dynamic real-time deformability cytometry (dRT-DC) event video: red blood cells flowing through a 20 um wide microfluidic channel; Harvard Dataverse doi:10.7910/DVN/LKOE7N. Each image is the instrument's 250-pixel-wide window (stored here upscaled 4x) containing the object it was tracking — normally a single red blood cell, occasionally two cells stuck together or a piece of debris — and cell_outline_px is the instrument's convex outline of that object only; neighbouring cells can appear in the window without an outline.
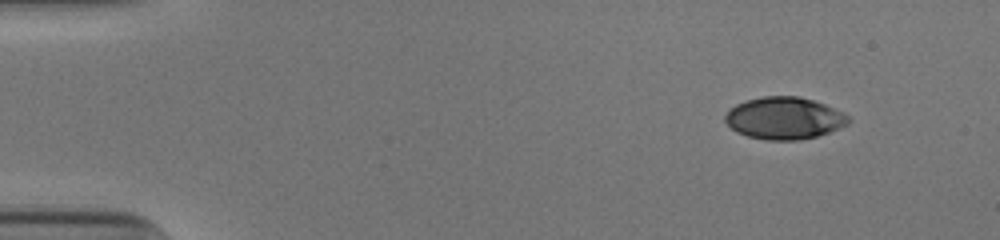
{"species": "human", "species_latin": "Homo sapiens", "temperature_condition": "cold", "stored_images_in_passage": 48, "camera_frame_rate_fps": 3000, "um_per_image_px": 0.085, "donor": {"sex": "male"}, "frame": {"image": 1, "passage_image": 1, "time_ms": 0.0, "image_size_px": [1000, 240], "cell_outline_px": [[852, 120], [848, 124], [828, 132], [816, 136], [800, 140], [768, 140], [748, 136], [736, 132], [724, 120], [724, 116], [728, 108], [744, 100], [764, 96], [800, 96], [824, 104], [848, 116]], "centroid_in_image_um": [66.62, 10.04], "position_along_channel_um": 18.4, "area_um2": 30.23}}
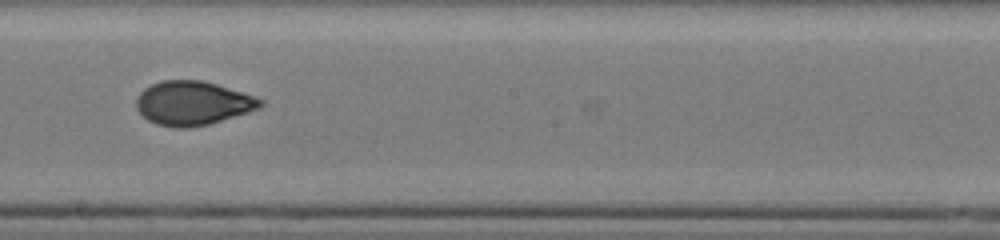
{"frame": {"image": 2, "passage_image": 26, "time_ms": 8.333, "image_size_px": [1000, 240], "cell_outline_px": [[264, 104], [260, 108], [248, 112], [208, 124], [188, 128], [172, 128], [156, 124], [148, 120], [136, 108], [136, 96], [144, 88], [160, 80], [200, 80], [216, 84], [264, 100]], "centroid_in_image_um": [16.34, 8.77], "position_along_channel_um": 231.9, "area_um2": 31.67}}
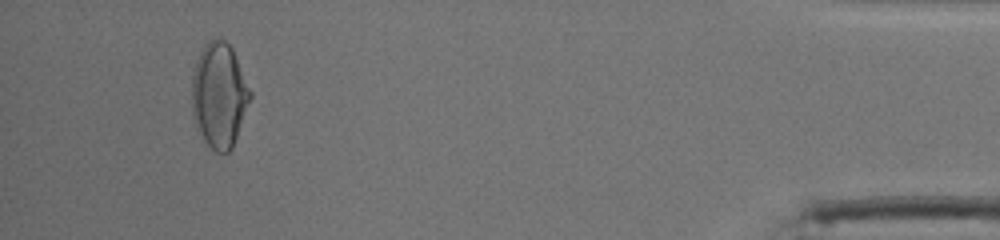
{"frame": {"image": 3, "passage_image": 45, "time_ms": 14.667, "image_size_px": [1000, 240], "cell_outline_px": [[252, 96], [232, 148], [228, 152], [216, 152], [204, 140], [196, 128], [192, 116], [192, 76], [196, 60], [204, 44], [208, 40], [224, 40], [232, 48], [252, 92]], "centroid_in_image_um": [18.62, 8.1], "position_along_channel_um": 416.6, "area_um2": 35.6}, "authors_computed_cell_mechanics": {"area_um2": 31.6744, "velocity_mm_per_s": 3.9286, "shape_relaxation_time_tau1_ms": 6.7786, "shape_relaxation_time_tau2_ms": 1.2604, "deformation_change_tau1": 0.2015, "deformation_change_tau2": 0.0557}}